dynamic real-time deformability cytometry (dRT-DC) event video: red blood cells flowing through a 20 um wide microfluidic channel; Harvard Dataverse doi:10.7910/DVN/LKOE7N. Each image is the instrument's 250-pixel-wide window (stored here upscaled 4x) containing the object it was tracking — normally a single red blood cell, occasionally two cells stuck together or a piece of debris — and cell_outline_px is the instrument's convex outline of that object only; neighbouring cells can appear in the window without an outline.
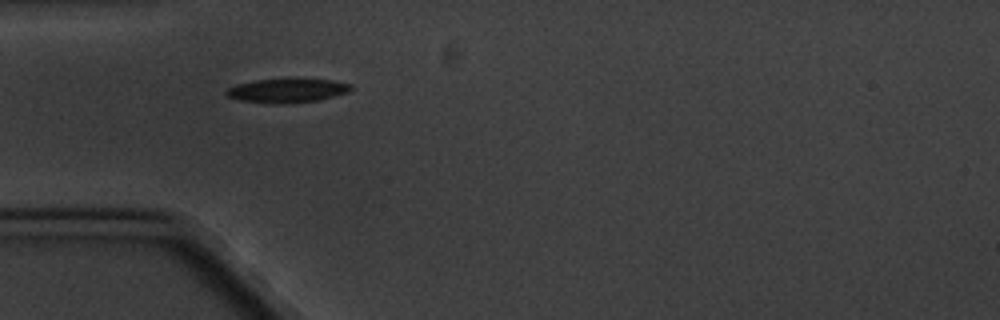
{"species": "common noctule bat (a hibernating species)", "species_latin": "Nyctalus noctula", "temperature_condition": "cold", "stored_images_in_passage": 3, "camera_frame_rate_fps": 3000, "um_per_image_px": 0.085, "animal": {"sex": "male", "body_mass_g": 20.1, "forearm_length_mm": 53.5}, "frame": {"image": 1, "passage_image": 1, "time_ms": 0.0, "image_size_px": [1000, 320], "cell_outline_px": [[352, 88], [348, 92], [316, 100], [280, 104], [276, 104], [240, 100], [228, 96], [224, 92], [228, 88], [236, 84], [256, 80], [288, 76], [296, 76], [332, 80], [352, 84]], "centroid_in_image_um": [24.41, 7.64], "position_along_channel_um": 60.6, "area_um2": 18.09}}